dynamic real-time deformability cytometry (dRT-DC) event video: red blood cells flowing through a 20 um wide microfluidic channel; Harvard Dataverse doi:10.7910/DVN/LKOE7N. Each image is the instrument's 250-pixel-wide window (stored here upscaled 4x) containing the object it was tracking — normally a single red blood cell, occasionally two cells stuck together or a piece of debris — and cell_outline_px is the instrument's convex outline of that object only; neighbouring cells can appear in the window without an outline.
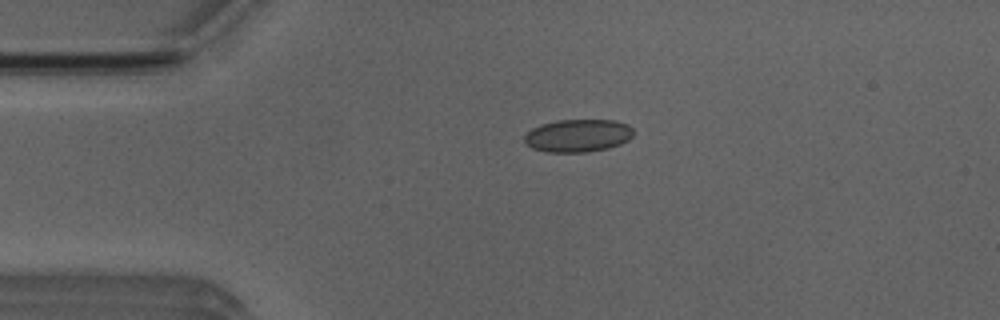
{"species": "Egyptian fruit bat (a non-hibernating species)", "species_latin": "Rousettus aegyptiacus", "temperature_condition": "room temperature", "stored_images_in_passage": 2, "camera_frame_rate_fps": 3000, "um_per_image_px": 0.085, "animal": {"sex": "male"}, "frame": {"image": 1, "passage_image": 1, "time_ms": 0.0, "image_size_px": [1000, 320], "cell_outline_px": [[632, 136], [628, 140], [620, 144], [608, 148], [588, 152], [544, 152], [532, 148], [524, 144], [524, 136], [532, 128], [540, 124], [556, 120], [616, 120], [628, 124], [632, 128]], "centroid_in_image_um": [49.1, 11.53], "position_along_channel_um": 35.9, "area_um2": 21.04}}